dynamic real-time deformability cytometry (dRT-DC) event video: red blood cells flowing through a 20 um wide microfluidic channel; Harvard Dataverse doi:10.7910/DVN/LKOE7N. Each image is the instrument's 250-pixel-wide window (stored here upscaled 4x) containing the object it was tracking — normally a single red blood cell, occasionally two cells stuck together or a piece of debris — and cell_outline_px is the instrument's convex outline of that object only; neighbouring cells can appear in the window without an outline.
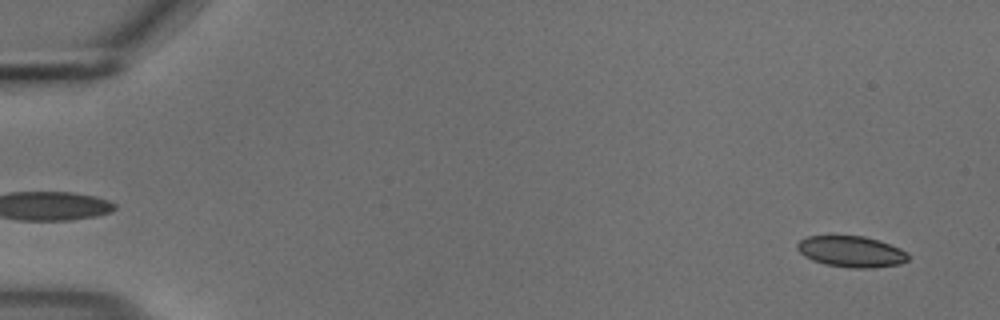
{"species": "common noctule bat (a hibernating species)", "species_latin": "Nyctalus noctula", "temperature_condition": "cold", "stored_images_in_passage": 55, "camera_frame_rate_fps": 3000, "um_per_image_px": 0.085, "animal": {"sex": "male", "body_mass_g": 18.8}, "frame": {"image": 1, "passage_image": 3, "time_ms": 0.667, "image_size_px": [1000, 320], "cell_outline_px": [[908, 260], [900, 264], [872, 268], [852, 268], [824, 264], [812, 260], [804, 256], [796, 248], [796, 244], [800, 240], [808, 236], [864, 236], [900, 248], [908, 252]], "centroid_in_image_um": [72.35, 21.39], "position_along_channel_um": 12.7, "area_um2": 20.06}}
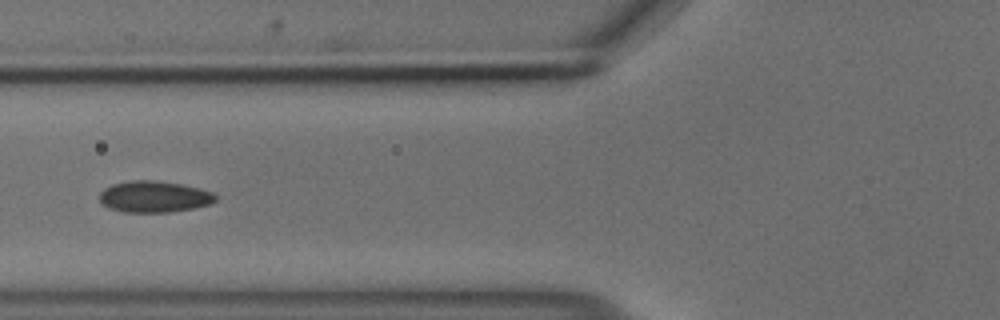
{"frame": {"image": 2, "passage_image": 22, "time_ms": 7.0, "image_size_px": [1000, 320], "cell_outline_px": [[216, 200], [208, 204], [192, 208], [172, 212], [124, 212], [108, 208], [100, 200], [100, 192], [104, 188], [112, 184], [128, 180], [160, 180], [200, 188], [216, 192]], "centroid_in_image_um": [13.1, 16.7], "position_along_channel_um": 112.7, "area_um2": 21.39}}
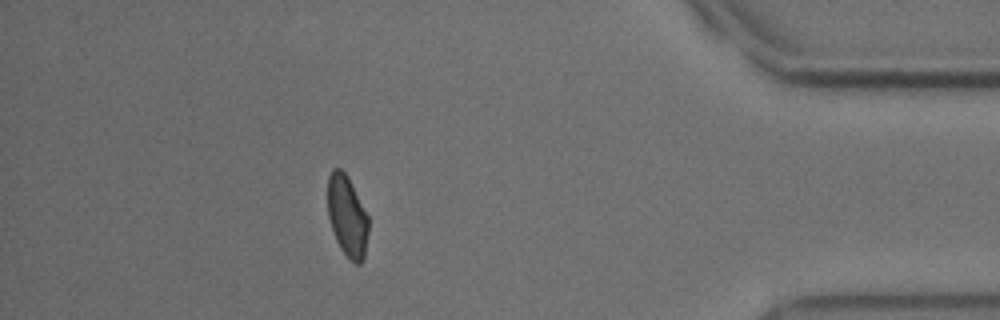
{"frame": {"image": 3, "passage_image": 49, "time_ms": 16.0, "image_size_px": [1000, 320], "cell_outline_px": [[368, 232], [364, 256], [360, 264], [356, 264], [340, 248], [336, 240], [328, 216], [328, 176], [332, 168], [340, 168], [348, 176], [368, 216]], "centroid_in_image_um": [29.5, 18.34], "position_along_channel_um": 405.7, "area_um2": 19.07}, "authors_computed_cell_mechanics": {"area_um2": 20.519, "velocity_mm_per_s": 3.6949, "shape_relaxation_time_tau1_ms": 4.6637, "shape_relaxation_time_tau2_ms": 1.2568, "deformation_change_tau1": 0.0803, "deformation_change_tau2": 0.0408}}